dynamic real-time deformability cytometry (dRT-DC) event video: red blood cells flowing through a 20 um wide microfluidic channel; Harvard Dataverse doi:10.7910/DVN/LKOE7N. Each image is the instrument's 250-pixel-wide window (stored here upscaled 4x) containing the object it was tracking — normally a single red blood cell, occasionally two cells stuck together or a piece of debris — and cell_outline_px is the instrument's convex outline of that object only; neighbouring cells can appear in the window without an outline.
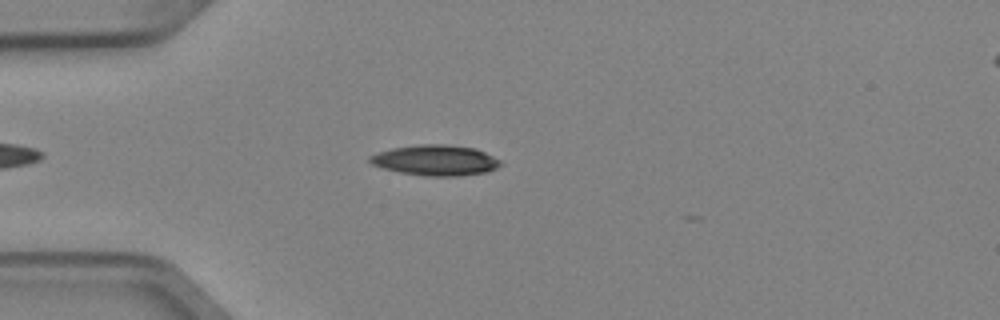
{"species": "Egyptian fruit bat (a non-hibernating species)", "species_latin": "Rousettus aegyptiacus", "temperature_condition": "cold", "stored_images_in_passage": 2, "camera_frame_rate_fps": 3000, "um_per_image_px": 0.085, "animal": {"sex": "female"}, "frame": {"image": 1, "passage_image": 2, "time_ms": 0.333, "image_size_px": [1000, 320], "cell_outline_px": [[504, 164], [488, 172], [460, 176], [432, 176], [400, 172], [384, 168], [372, 164], [368, 160], [368, 156], [392, 148], [420, 144], [444, 144], [476, 148], [500, 160]], "centroid_in_image_um": [37.05, 13.62], "position_along_channel_um": 47.9, "area_um2": 23.18}}